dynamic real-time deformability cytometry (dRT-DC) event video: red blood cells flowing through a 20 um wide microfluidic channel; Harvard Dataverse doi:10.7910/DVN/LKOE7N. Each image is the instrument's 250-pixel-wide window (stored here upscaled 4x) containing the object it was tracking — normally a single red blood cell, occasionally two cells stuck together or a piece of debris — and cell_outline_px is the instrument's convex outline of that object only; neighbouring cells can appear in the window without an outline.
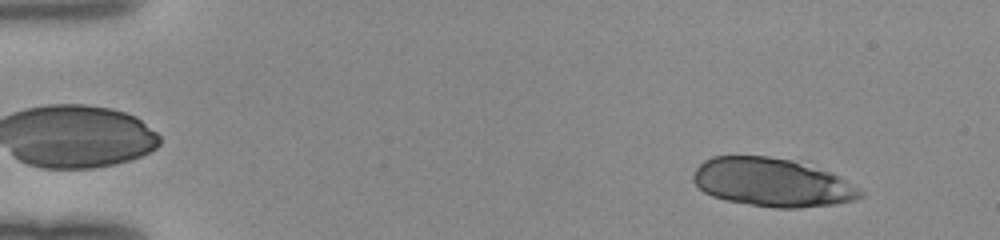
{"species": "human", "species_latin": "Homo sapiens", "temperature_condition": "room temperature", "stored_images_in_passage": 49, "camera_frame_rate_fps": 3000, "um_per_image_px": 0.085, "donor": {"sex": "female"}, "frame": {"image": 1, "passage_image": 5, "time_ms": 1.333, "image_size_px": [1000, 240], "cell_outline_px": [[864, 196], [856, 200], [832, 204], [796, 208], [776, 208], [728, 200], [712, 196], [704, 192], [692, 180], [692, 176], [696, 168], [704, 160], [712, 156], [768, 156], [792, 160], [832, 172], [860, 188], [864, 192]], "centroid_in_image_um": [65.66, 15.5], "position_along_channel_um": 19.3, "area_um2": 47.11}}
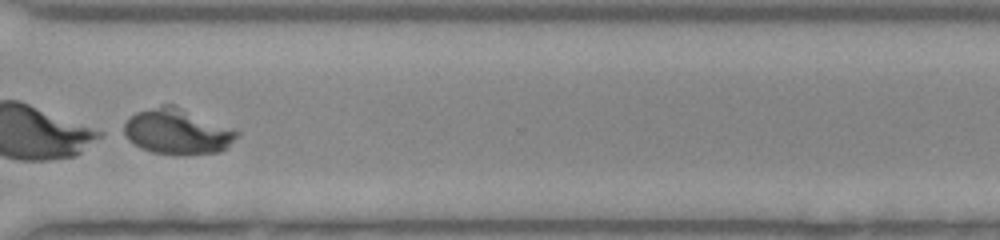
{"frame": {"image": 2, "passage_image": 38, "time_ms": 12.333, "image_size_px": [1000, 240], "cell_outline_px": [[240, 132], [220, 152], [176, 156], [152, 152], [140, 148], [128, 140], [120, 132], [124, 124], [136, 112], [160, 104], [176, 104], [236, 128]], "centroid_in_image_um": [15.06, 11.16], "position_along_channel_um": 355.5, "area_um2": 30.81}}